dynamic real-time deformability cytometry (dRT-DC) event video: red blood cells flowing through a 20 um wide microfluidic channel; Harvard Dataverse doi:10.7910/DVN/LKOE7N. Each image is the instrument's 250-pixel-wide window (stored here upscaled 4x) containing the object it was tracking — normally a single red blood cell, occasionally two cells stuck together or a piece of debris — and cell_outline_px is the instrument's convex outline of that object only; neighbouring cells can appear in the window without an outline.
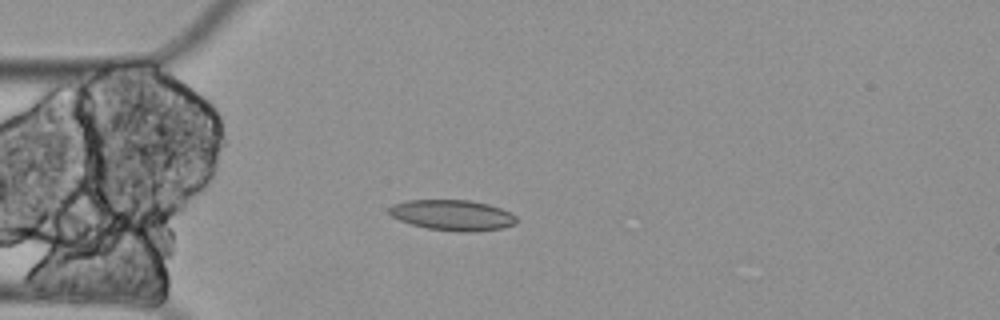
{"species": "Egyptian fruit bat (a non-hibernating species)", "species_latin": "Rousettus aegyptiacus", "temperature_condition": "cold", "stored_images_in_passage": 5, "camera_frame_rate_fps": 3000, "um_per_image_px": 0.085, "animal": {"sex": "female"}, "frame": {"image": 1, "passage_image": 5, "time_ms": 1.333, "image_size_px": [1000, 320], "cell_outline_px": [[516, 224], [504, 228], [476, 232], [456, 232], [428, 228], [412, 224], [400, 220], [392, 216], [388, 212], [388, 208], [392, 204], [408, 200], [468, 200], [488, 204], [500, 208], [516, 216]], "centroid_in_image_um": [38.47, 18.29], "position_along_channel_um": 46.5, "area_um2": 22.77}}